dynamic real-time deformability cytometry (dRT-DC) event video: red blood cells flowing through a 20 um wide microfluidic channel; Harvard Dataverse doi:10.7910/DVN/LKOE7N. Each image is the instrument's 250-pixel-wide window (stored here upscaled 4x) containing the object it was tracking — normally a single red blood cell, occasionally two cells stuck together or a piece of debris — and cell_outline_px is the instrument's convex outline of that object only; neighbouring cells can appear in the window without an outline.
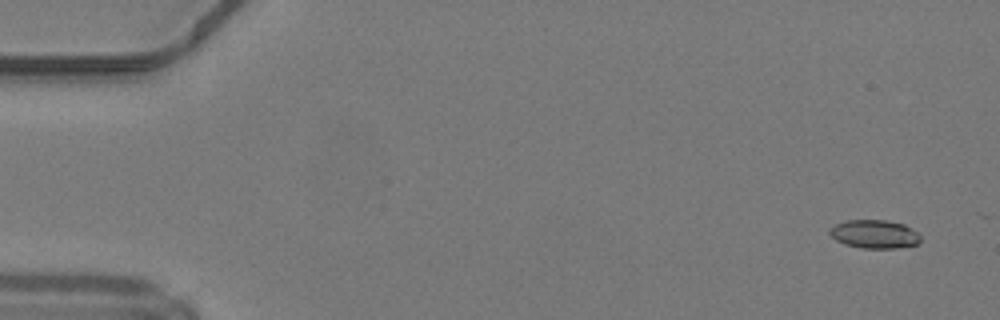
{"species": "common noctule bat (a hibernating species)", "species_latin": "Nyctalus noctula", "temperature_condition": "warm", "stored_images_in_passage": 9, "camera_frame_rate_fps": 3000, "um_per_image_px": 0.085, "animal": {"sex": "male", "body_mass_g": 19.2, "forearm_length_mm": 51.8}, "frame": {"image": 1, "passage_image": 3, "time_ms": 0.667, "image_size_px": [1000, 320], "cell_outline_px": [[920, 240], [916, 244], [896, 248], [860, 248], [844, 244], [836, 240], [828, 232], [828, 228], [836, 224], [848, 220], [884, 220], [904, 224], [916, 232], [920, 236]], "centroid_in_image_um": [74.29, 19.9], "position_along_channel_um": 10.7, "area_um2": 14.97}}